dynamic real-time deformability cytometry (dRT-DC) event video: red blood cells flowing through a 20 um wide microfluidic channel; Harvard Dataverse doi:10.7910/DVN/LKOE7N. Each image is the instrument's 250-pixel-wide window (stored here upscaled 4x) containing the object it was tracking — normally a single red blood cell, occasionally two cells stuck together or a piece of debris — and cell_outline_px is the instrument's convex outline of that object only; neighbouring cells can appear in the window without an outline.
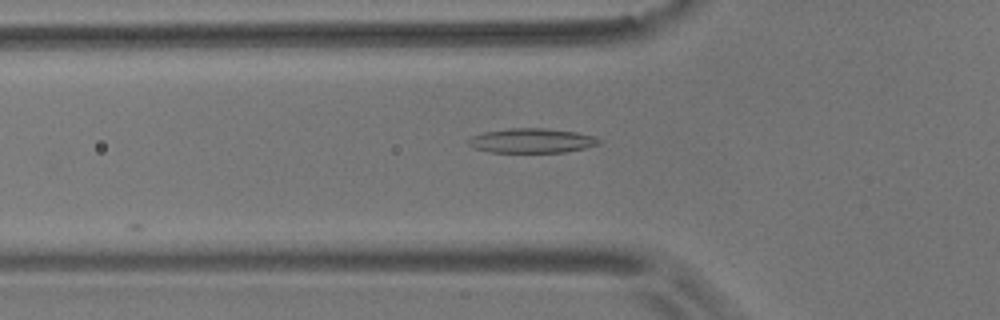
{"species": "common noctule bat (a hibernating species)", "species_latin": "Nyctalus noctula", "temperature_condition": "room temperature", "stored_images_in_passage": 7, "camera_frame_rate_fps": 3000, "um_per_image_px": 0.085, "animal": {"sex": "male", "body_mass_g": 17.9}, "frame": {"image": 1, "passage_image": 2, "time_ms": 0.333, "image_size_px": [1000, 320], "cell_outline_px": [[600, 144], [584, 148], [564, 152], [492, 152], [476, 148], [468, 144], [468, 140], [472, 136], [484, 132], [508, 128], [544, 128], [576, 132], [592, 136], [600, 140]], "centroid_in_image_um": [45.19, 11.95], "position_along_channel_um": 80.6, "area_um2": 18.44}}
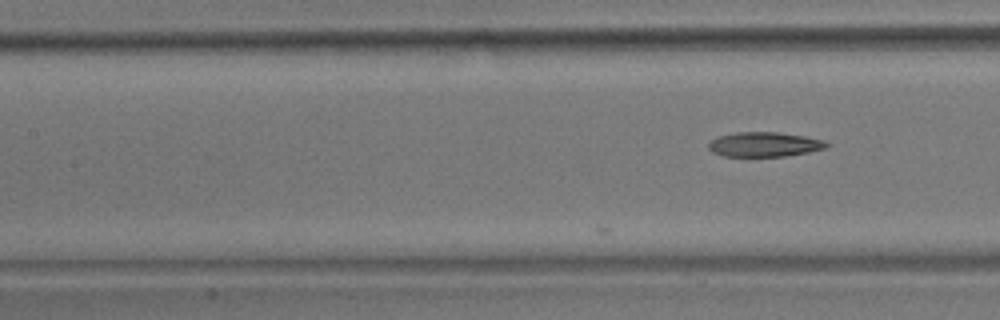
{"frame": {"image": 2, "passage_image": 7, "time_ms": 2.0, "image_size_px": [1000, 320], "cell_outline_px": [[828, 148], [808, 152], [784, 156], [724, 156], [712, 152], [708, 148], [708, 144], [716, 136], [736, 132], [776, 132], [804, 136], [824, 140], [828, 144]], "centroid_in_image_um": [64.95, 12.27], "position_along_channel_um": 142.4, "area_um2": 16.94}}